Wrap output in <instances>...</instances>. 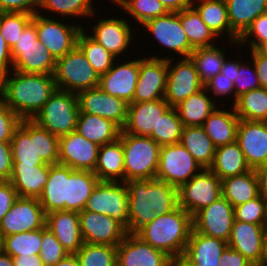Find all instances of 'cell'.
Wrapping results in <instances>:
<instances>
[{
    "label": "cell",
    "mask_w": 267,
    "mask_h": 266,
    "mask_svg": "<svg viewBox=\"0 0 267 266\" xmlns=\"http://www.w3.org/2000/svg\"><path fill=\"white\" fill-rule=\"evenodd\" d=\"M56 90L52 74L11 70L3 76L0 97L21 120H33Z\"/></svg>",
    "instance_id": "obj_1"
},
{
    "label": "cell",
    "mask_w": 267,
    "mask_h": 266,
    "mask_svg": "<svg viewBox=\"0 0 267 266\" xmlns=\"http://www.w3.org/2000/svg\"><path fill=\"white\" fill-rule=\"evenodd\" d=\"M129 199L128 233H136L156 216H162L179 206L178 188L159 179L125 182Z\"/></svg>",
    "instance_id": "obj_2"
},
{
    "label": "cell",
    "mask_w": 267,
    "mask_h": 266,
    "mask_svg": "<svg viewBox=\"0 0 267 266\" xmlns=\"http://www.w3.org/2000/svg\"><path fill=\"white\" fill-rule=\"evenodd\" d=\"M193 229L192 216L181 206L156 216L135 234L170 258L183 256Z\"/></svg>",
    "instance_id": "obj_3"
},
{
    "label": "cell",
    "mask_w": 267,
    "mask_h": 266,
    "mask_svg": "<svg viewBox=\"0 0 267 266\" xmlns=\"http://www.w3.org/2000/svg\"><path fill=\"white\" fill-rule=\"evenodd\" d=\"M124 153V182L155 179L160 146L149 136L120 132Z\"/></svg>",
    "instance_id": "obj_4"
},
{
    "label": "cell",
    "mask_w": 267,
    "mask_h": 266,
    "mask_svg": "<svg viewBox=\"0 0 267 266\" xmlns=\"http://www.w3.org/2000/svg\"><path fill=\"white\" fill-rule=\"evenodd\" d=\"M144 33L147 35L149 34L150 37H153L156 45L158 44L159 48L161 47L162 50L165 52L160 54V56L148 54L147 56L153 58H163V59H172L174 58L173 55L176 54L175 57L180 58H187L190 57L191 52L194 50L191 45L189 44L187 35L183 30V27L180 22L179 12H168L163 16H159L157 18L150 19L146 21L142 26ZM148 31V32H147ZM167 50V51H166ZM169 55V53H171ZM174 53V54H173ZM153 55V56H152ZM163 55V57H161ZM171 56V57H170Z\"/></svg>",
    "instance_id": "obj_5"
},
{
    "label": "cell",
    "mask_w": 267,
    "mask_h": 266,
    "mask_svg": "<svg viewBox=\"0 0 267 266\" xmlns=\"http://www.w3.org/2000/svg\"><path fill=\"white\" fill-rule=\"evenodd\" d=\"M78 115L76 93L57 89L33 120L51 134L62 137L76 131Z\"/></svg>",
    "instance_id": "obj_6"
},
{
    "label": "cell",
    "mask_w": 267,
    "mask_h": 266,
    "mask_svg": "<svg viewBox=\"0 0 267 266\" xmlns=\"http://www.w3.org/2000/svg\"><path fill=\"white\" fill-rule=\"evenodd\" d=\"M53 77L57 89L73 93L97 87L100 82V76L78 46L57 59Z\"/></svg>",
    "instance_id": "obj_7"
},
{
    "label": "cell",
    "mask_w": 267,
    "mask_h": 266,
    "mask_svg": "<svg viewBox=\"0 0 267 266\" xmlns=\"http://www.w3.org/2000/svg\"><path fill=\"white\" fill-rule=\"evenodd\" d=\"M54 18L35 13L32 22L36 26L39 42L44 44L57 60L77 46L78 35L86 24L83 25L81 19L77 20V23H73V20L64 23L65 20L61 17L60 20L59 17Z\"/></svg>",
    "instance_id": "obj_8"
},
{
    "label": "cell",
    "mask_w": 267,
    "mask_h": 266,
    "mask_svg": "<svg viewBox=\"0 0 267 266\" xmlns=\"http://www.w3.org/2000/svg\"><path fill=\"white\" fill-rule=\"evenodd\" d=\"M107 16H104L105 18L101 17L100 19L99 16L95 18L96 21L94 24L92 23L90 25L91 30H87L86 32L117 59H123L127 52V55L129 53L130 55L132 54L129 52V49L130 47L132 48L131 43L136 41L135 39H137L136 35H139V29H137L136 25L132 26L130 19L127 17L125 19L123 16L119 17L115 15L110 17L108 14Z\"/></svg>",
    "instance_id": "obj_9"
},
{
    "label": "cell",
    "mask_w": 267,
    "mask_h": 266,
    "mask_svg": "<svg viewBox=\"0 0 267 266\" xmlns=\"http://www.w3.org/2000/svg\"><path fill=\"white\" fill-rule=\"evenodd\" d=\"M83 211L112 217L128 233L129 199L125 182L99 181L87 199Z\"/></svg>",
    "instance_id": "obj_10"
},
{
    "label": "cell",
    "mask_w": 267,
    "mask_h": 266,
    "mask_svg": "<svg viewBox=\"0 0 267 266\" xmlns=\"http://www.w3.org/2000/svg\"><path fill=\"white\" fill-rule=\"evenodd\" d=\"M202 168L181 143L164 145L159 151L156 179L179 189Z\"/></svg>",
    "instance_id": "obj_11"
},
{
    "label": "cell",
    "mask_w": 267,
    "mask_h": 266,
    "mask_svg": "<svg viewBox=\"0 0 267 266\" xmlns=\"http://www.w3.org/2000/svg\"><path fill=\"white\" fill-rule=\"evenodd\" d=\"M221 193V180L209 168H202L178 189L179 206L191 216L211 205Z\"/></svg>",
    "instance_id": "obj_12"
},
{
    "label": "cell",
    "mask_w": 267,
    "mask_h": 266,
    "mask_svg": "<svg viewBox=\"0 0 267 266\" xmlns=\"http://www.w3.org/2000/svg\"><path fill=\"white\" fill-rule=\"evenodd\" d=\"M167 60L168 73L164 100L170 107H176L182 101L204 88L194 62L190 57Z\"/></svg>",
    "instance_id": "obj_13"
},
{
    "label": "cell",
    "mask_w": 267,
    "mask_h": 266,
    "mask_svg": "<svg viewBox=\"0 0 267 266\" xmlns=\"http://www.w3.org/2000/svg\"><path fill=\"white\" fill-rule=\"evenodd\" d=\"M139 56V76L131 103L164 99L167 84V59Z\"/></svg>",
    "instance_id": "obj_14"
},
{
    "label": "cell",
    "mask_w": 267,
    "mask_h": 266,
    "mask_svg": "<svg viewBox=\"0 0 267 266\" xmlns=\"http://www.w3.org/2000/svg\"><path fill=\"white\" fill-rule=\"evenodd\" d=\"M46 213L37 198L18 197L0 222V237L45 227Z\"/></svg>",
    "instance_id": "obj_15"
},
{
    "label": "cell",
    "mask_w": 267,
    "mask_h": 266,
    "mask_svg": "<svg viewBox=\"0 0 267 266\" xmlns=\"http://www.w3.org/2000/svg\"><path fill=\"white\" fill-rule=\"evenodd\" d=\"M234 207L223 196L192 216L193 230L206 236L229 241L234 221Z\"/></svg>",
    "instance_id": "obj_16"
},
{
    "label": "cell",
    "mask_w": 267,
    "mask_h": 266,
    "mask_svg": "<svg viewBox=\"0 0 267 266\" xmlns=\"http://www.w3.org/2000/svg\"><path fill=\"white\" fill-rule=\"evenodd\" d=\"M79 113L98 115L109 119L121 129L127 120L128 103L113 97L99 86L76 93Z\"/></svg>",
    "instance_id": "obj_17"
},
{
    "label": "cell",
    "mask_w": 267,
    "mask_h": 266,
    "mask_svg": "<svg viewBox=\"0 0 267 266\" xmlns=\"http://www.w3.org/2000/svg\"><path fill=\"white\" fill-rule=\"evenodd\" d=\"M133 57L132 60L130 57L129 59L125 57L123 60L116 59L111 69L100 76L99 82V87L104 92L121 98L128 104L133 101L139 76V55Z\"/></svg>",
    "instance_id": "obj_18"
},
{
    "label": "cell",
    "mask_w": 267,
    "mask_h": 266,
    "mask_svg": "<svg viewBox=\"0 0 267 266\" xmlns=\"http://www.w3.org/2000/svg\"><path fill=\"white\" fill-rule=\"evenodd\" d=\"M79 224L84 243L117 246L127 234L112 217L97 212H79Z\"/></svg>",
    "instance_id": "obj_19"
},
{
    "label": "cell",
    "mask_w": 267,
    "mask_h": 266,
    "mask_svg": "<svg viewBox=\"0 0 267 266\" xmlns=\"http://www.w3.org/2000/svg\"><path fill=\"white\" fill-rule=\"evenodd\" d=\"M99 147L76 131L70 132L59 137V164L73 170L94 172Z\"/></svg>",
    "instance_id": "obj_20"
},
{
    "label": "cell",
    "mask_w": 267,
    "mask_h": 266,
    "mask_svg": "<svg viewBox=\"0 0 267 266\" xmlns=\"http://www.w3.org/2000/svg\"><path fill=\"white\" fill-rule=\"evenodd\" d=\"M236 141L251 169L267 165V122L241 120Z\"/></svg>",
    "instance_id": "obj_21"
},
{
    "label": "cell",
    "mask_w": 267,
    "mask_h": 266,
    "mask_svg": "<svg viewBox=\"0 0 267 266\" xmlns=\"http://www.w3.org/2000/svg\"><path fill=\"white\" fill-rule=\"evenodd\" d=\"M119 266H168L170 257L144 242L135 233H127L116 246Z\"/></svg>",
    "instance_id": "obj_22"
},
{
    "label": "cell",
    "mask_w": 267,
    "mask_h": 266,
    "mask_svg": "<svg viewBox=\"0 0 267 266\" xmlns=\"http://www.w3.org/2000/svg\"><path fill=\"white\" fill-rule=\"evenodd\" d=\"M227 243L250 262L262 261L267 243V225H256L234 219Z\"/></svg>",
    "instance_id": "obj_23"
},
{
    "label": "cell",
    "mask_w": 267,
    "mask_h": 266,
    "mask_svg": "<svg viewBox=\"0 0 267 266\" xmlns=\"http://www.w3.org/2000/svg\"><path fill=\"white\" fill-rule=\"evenodd\" d=\"M169 107L164 99L129 103L127 120L121 131L139 136H149L156 142L158 120Z\"/></svg>",
    "instance_id": "obj_24"
},
{
    "label": "cell",
    "mask_w": 267,
    "mask_h": 266,
    "mask_svg": "<svg viewBox=\"0 0 267 266\" xmlns=\"http://www.w3.org/2000/svg\"><path fill=\"white\" fill-rule=\"evenodd\" d=\"M45 226L69 254H75L82 247L84 242L78 212L61 210L48 213Z\"/></svg>",
    "instance_id": "obj_25"
},
{
    "label": "cell",
    "mask_w": 267,
    "mask_h": 266,
    "mask_svg": "<svg viewBox=\"0 0 267 266\" xmlns=\"http://www.w3.org/2000/svg\"><path fill=\"white\" fill-rule=\"evenodd\" d=\"M193 7L200 14L202 21L214 32V34L223 39L227 48H238L239 36L231 29L227 6L225 0H208L195 3ZM227 38V39H226ZM229 42V43H227ZM229 45V47H228Z\"/></svg>",
    "instance_id": "obj_26"
},
{
    "label": "cell",
    "mask_w": 267,
    "mask_h": 266,
    "mask_svg": "<svg viewBox=\"0 0 267 266\" xmlns=\"http://www.w3.org/2000/svg\"><path fill=\"white\" fill-rule=\"evenodd\" d=\"M228 243L222 239L200 234L192 229L183 258L193 266H218Z\"/></svg>",
    "instance_id": "obj_27"
},
{
    "label": "cell",
    "mask_w": 267,
    "mask_h": 266,
    "mask_svg": "<svg viewBox=\"0 0 267 266\" xmlns=\"http://www.w3.org/2000/svg\"><path fill=\"white\" fill-rule=\"evenodd\" d=\"M49 174V165H21L13 163L9 182L19 197L39 198Z\"/></svg>",
    "instance_id": "obj_28"
},
{
    "label": "cell",
    "mask_w": 267,
    "mask_h": 266,
    "mask_svg": "<svg viewBox=\"0 0 267 266\" xmlns=\"http://www.w3.org/2000/svg\"><path fill=\"white\" fill-rule=\"evenodd\" d=\"M239 121L233 106L226 108L220 105L208 116L202 127L217 148L236 141Z\"/></svg>",
    "instance_id": "obj_29"
},
{
    "label": "cell",
    "mask_w": 267,
    "mask_h": 266,
    "mask_svg": "<svg viewBox=\"0 0 267 266\" xmlns=\"http://www.w3.org/2000/svg\"><path fill=\"white\" fill-rule=\"evenodd\" d=\"M38 200L46 214L65 210L67 166L62 164L49 165L48 179Z\"/></svg>",
    "instance_id": "obj_30"
},
{
    "label": "cell",
    "mask_w": 267,
    "mask_h": 266,
    "mask_svg": "<svg viewBox=\"0 0 267 266\" xmlns=\"http://www.w3.org/2000/svg\"><path fill=\"white\" fill-rule=\"evenodd\" d=\"M99 179L92 171L73 170L67 166L66 211H83L87 199L98 184Z\"/></svg>",
    "instance_id": "obj_31"
},
{
    "label": "cell",
    "mask_w": 267,
    "mask_h": 266,
    "mask_svg": "<svg viewBox=\"0 0 267 266\" xmlns=\"http://www.w3.org/2000/svg\"><path fill=\"white\" fill-rule=\"evenodd\" d=\"M93 173L99 181L124 182V153L119 138L99 147Z\"/></svg>",
    "instance_id": "obj_32"
},
{
    "label": "cell",
    "mask_w": 267,
    "mask_h": 266,
    "mask_svg": "<svg viewBox=\"0 0 267 266\" xmlns=\"http://www.w3.org/2000/svg\"><path fill=\"white\" fill-rule=\"evenodd\" d=\"M121 130L113 121L98 115H78L76 132L99 146L116 141Z\"/></svg>",
    "instance_id": "obj_33"
},
{
    "label": "cell",
    "mask_w": 267,
    "mask_h": 266,
    "mask_svg": "<svg viewBox=\"0 0 267 266\" xmlns=\"http://www.w3.org/2000/svg\"><path fill=\"white\" fill-rule=\"evenodd\" d=\"M13 163L49 165L43 162L35 148V121L21 120L11 139Z\"/></svg>",
    "instance_id": "obj_34"
},
{
    "label": "cell",
    "mask_w": 267,
    "mask_h": 266,
    "mask_svg": "<svg viewBox=\"0 0 267 266\" xmlns=\"http://www.w3.org/2000/svg\"><path fill=\"white\" fill-rule=\"evenodd\" d=\"M218 107V102L203 88L182 101L175 109L183 126H203L208 116Z\"/></svg>",
    "instance_id": "obj_35"
},
{
    "label": "cell",
    "mask_w": 267,
    "mask_h": 266,
    "mask_svg": "<svg viewBox=\"0 0 267 266\" xmlns=\"http://www.w3.org/2000/svg\"><path fill=\"white\" fill-rule=\"evenodd\" d=\"M222 196L233 207L260 196L259 183L254 169L221 180Z\"/></svg>",
    "instance_id": "obj_36"
},
{
    "label": "cell",
    "mask_w": 267,
    "mask_h": 266,
    "mask_svg": "<svg viewBox=\"0 0 267 266\" xmlns=\"http://www.w3.org/2000/svg\"><path fill=\"white\" fill-rule=\"evenodd\" d=\"M209 169L220 180L241 175L251 170L237 141L217 147L214 161Z\"/></svg>",
    "instance_id": "obj_37"
},
{
    "label": "cell",
    "mask_w": 267,
    "mask_h": 266,
    "mask_svg": "<svg viewBox=\"0 0 267 266\" xmlns=\"http://www.w3.org/2000/svg\"><path fill=\"white\" fill-rule=\"evenodd\" d=\"M97 1L96 0H40L39 9L37 13H40L44 16H46L47 14L48 17H52L54 15L55 18H57L58 16L60 18L61 16V18H66L68 20L70 18L72 19V17L73 19L76 17L74 20V22H76V19L79 18L90 19V17L91 18L93 17L95 18V16L97 17L96 10L98 8L97 7L95 8Z\"/></svg>",
    "instance_id": "obj_38"
},
{
    "label": "cell",
    "mask_w": 267,
    "mask_h": 266,
    "mask_svg": "<svg viewBox=\"0 0 267 266\" xmlns=\"http://www.w3.org/2000/svg\"><path fill=\"white\" fill-rule=\"evenodd\" d=\"M231 29L240 37L252 22L266 14L267 0H225Z\"/></svg>",
    "instance_id": "obj_39"
},
{
    "label": "cell",
    "mask_w": 267,
    "mask_h": 266,
    "mask_svg": "<svg viewBox=\"0 0 267 266\" xmlns=\"http://www.w3.org/2000/svg\"><path fill=\"white\" fill-rule=\"evenodd\" d=\"M180 143L203 168L212 165L216 147L202 126H184Z\"/></svg>",
    "instance_id": "obj_40"
},
{
    "label": "cell",
    "mask_w": 267,
    "mask_h": 266,
    "mask_svg": "<svg viewBox=\"0 0 267 266\" xmlns=\"http://www.w3.org/2000/svg\"><path fill=\"white\" fill-rule=\"evenodd\" d=\"M179 18L189 44L193 49L212 46L218 44V42L221 43L217 41L221 38H218L202 21L200 14L193 6L180 11Z\"/></svg>",
    "instance_id": "obj_41"
},
{
    "label": "cell",
    "mask_w": 267,
    "mask_h": 266,
    "mask_svg": "<svg viewBox=\"0 0 267 266\" xmlns=\"http://www.w3.org/2000/svg\"><path fill=\"white\" fill-rule=\"evenodd\" d=\"M217 45L218 44L208 47H200L194 49L190 54V58L194 62L203 84L221 72L225 59L231 53L229 51L226 53L227 50L224 49L226 47L223 43L220 44L222 49Z\"/></svg>",
    "instance_id": "obj_42"
},
{
    "label": "cell",
    "mask_w": 267,
    "mask_h": 266,
    "mask_svg": "<svg viewBox=\"0 0 267 266\" xmlns=\"http://www.w3.org/2000/svg\"><path fill=\"white\" fill-rule=\"evenodd\" d=\"M56 61L45 45L39 42V48L21 50V53L13 60L12 70L53 75Z\"/></svg>",
    "instance_id": "obj_43"
},
{
    "label": "cell",
    "mask_w": 267,
    "mask_h": 266,
    "mask_svg": "<svg viewBox=\"0 0 267 266\" xmlns=\"http://www.w3.org/2000/svg\"><path fill=\"white\" fill-rule=\"evenodd\" d=\"M233 107L241 120L267 122V89L259 87L242 94Z\"/></svg>",
    "instance_id": "obj_44"
},
{
    "label": "cell",
    "mask_w": 267,
    "mask_h": 266,
    "mask_svg": "<svg viewBox=\"0 0 267 266\" xmlns=\"http://www.w3.org/2000/svg\"><path fill=\"white\" fill-rule=\"evenodd\" d=\"M83 28L77 39V46L85 54L88 62L99 76L108 72L116 61V57L109 53L102 45L94 40Z\"/></svg>",
    "instance_id": "obj_45"
},
{
    "label": "cell",
    "mask_w": 267,
    "mask_h": 266,
    "mask_svg": "<svg viewBox=\"0 0 267 266\" xmlns=\"http://www.w3.org/2000/svg\"><path fill=\"white\" fill-rule=\"evenodd\" d=\"M111 3L116 4L115 8L119 6L118 8L123 11V14H127V17L129 16L134 20L132 25L136 21L137 29L146 21L168 13L159 0H113Z\"/></svg>",
    "instance_id": "obj_46"
},
{
    "label": "cell",
    "mask_w": 267,
    "mask_h": 266,
    "mask_svg": "<svg viewBox=\"0 0 267 266\" xmlns=\"http://www.w3.org/2000/svg\"><path fill=\"white\" fill-rule=\"evenodd\" d=\"M41 241L42 228L3 237L1 249L12 257L39 255Z\"/></svg>",
    "instance_id": "obj_47"
},
{
    "label": "cell",
    "mask_w": 267,
    "mask_h": 266,
    "mask_svg": "<svg viewBox=\"0 0 267 266\" xmlns=\"http://www.w3.org/2000/svg\"><path fill=\"white\" fill-rule=\"evenodd\" d=\"M80 266H115L117 264L116 246L83 243L75 253Z\"/></svg>",
    "instance_id": "obj_48"
},
{
    "label": "cell",
    "mask_w": 267,
    "mask_h": 266,
    "mask_svg": "<svg viewBox=\"0 0 267 266\" xmlns=\"http://www.w3.org/2000/svg\"><path fill=\"white\" fill-rule=\"evenodd\" d=\"M183 127L175 107H169L158 120L156 143L160 147L180 143Z\"/></svg>",
    "instance_id": "obj_49"
},
{
    "label": "cell",
    "mask_w": 267,
    "mask_h": 266,
    "mask_svg": "<svg viewBox=\"0 0 267 266\" xmlns=\"http://www.w3.org/2000/svg\"><path fill=\"white\" fill-rule=\"evenodd\" d=\"M33 14L24 12H0V33L12 48L25 27L32 21Z\"/></svg>",
    "instance_id": "obj_50"
},
{
    "label": "cell",
    "mask_w": 267,
    "mask_h": 266,
    "mask_svg": "<svg viewBox=\"0 0 267 266\" xmlns=\"http://www.w3.org/2000/svg\"><path fill=\"white\" fill-rule=\"evenodd\" d=\"M237 221L256 225H267V198L263 195L234 207Z\"/></svg>",
    "instance_id": "obj_51"
},
{
    "label": "cell",
    "mask_w": 267,
    "mask_h": 266,
    "mask_svg": "<svg viewBox=\"0 0 267 266\" xmlns=\"http://www.w3.org/2000/svg\"><path fill=\"white\" fill-rule=\"evenodd\" d=\"M59 137L51 134L35 122V148L44 163L59 164Z\"/></svg>",
    "instance_id": "obj_52"
},
{
    "label": "cell",
    "mask_w": 267,
    "mask_h": 266,
    "mask_svg": "<svg viewBox=\"0 0 267 266\" xmlns=\"http://www.w3.org/2000/svg\"><path fill=\"white\" fill-rule=\"evenodd\" d=\"M238 55H239V73H237L236 80L233 82L234 96L236 98L240 97L244 93H247L248 91L260 87L256 69L251 58L250 57L246 58L249 60L245 59L244 61V59L241 58L244 56L242 54Z\"/></svg>",
    "instance_id": "obj_53"
},
{
    "label": "cell",
    "mask_w": 267,
    "mask_h": 266,
    "mask_svg": "<svg viewBox=\"0 0 267 266\" xmlns=\"http://www.w3.org/2000/svg\"><path fill=\"white\" fill-rule=\"evenodd\" d=\"M267 40V14L258 16L246 31L239 37L238 50L247 47L255 50L262 42Z\"/></svg>",
    "instance_id": "obj_54"
},
{
    "label": "cell",
    "mask_w": 267,
    "mask_h": 266,
    "mask_svg": "<svg viewBox=\"0 0 267 266\" xmlns=\"http://www.w3.org/2000/svg\"><path fill=\"white\" fill-rule=\"evenodd\" d=\"M67 254L69 253L63 248L55 235L50 232L46 226L42 228V241L39 256L44 266H53Z\"/></svg>",
    "instance_id": "obj_55"
},
{
    "label": "cell",
    "mask_w": 267,
    "mask_h": 266,
    "mask_svg": "<svg viewBox=\"0 0 267 266\" xmlns=\"http://www.w3.org/2000/svg\"><path fill=\"white\" fill-rule=\"evenodd\" d=\"M204 88L216 102H219V106H226V104H224L226 102H222L224 100L229 101L230 106H233L237 101V98L234 96V83L230 81L226 76H224L221 72L218 73L215 77L211 78L208 82H206L204 84ZM220 98H223L224 100H220Z\"/></svg>",
    "instance_id": "obj_56"
},
{
    "label": "cell",
    "mask_w": 267,
    "mask_h": 266,
    "mask_svg": "<svg viewBox=\"0 0 267 266\" xmlns=\"http://www.w3.org/2000/svg\"><path fill=\"white\" fill-rule=\"evenodd\" d=\"M21 119L0 99V142L10 143Z\"/></svg>",
    "instance_id": "obj_57"
},
{
    "label": "cell",
    "mask_w": 267,
    "mask_h": 266,
    "mask_svg": "<svg viewBox=\"0 0 267 266\" xmlns=\"http://www.w3.org/2000/svg\"><path fill=\"white\" fill-rule=\"evenodd\" d=\"M39 48L36 26L31 21L24 29L16 44L11 48V58L14 60L21 50H30Z\"/></svg>",
    "instance_id": "obj_58"
},
{
    "label": "cell",
    "mask_w": 267,
    "mask_h": 266,
    "mask_svg": "<svg viewBox=\"0 0 267 266\" xmlns=\"http://www.w3.org/2000/svg\"><path fill=\"white\" fill-rule=\"evenodd\" d=\"M40 0H0V12H38Z\"/></svg>",
    "instance_id": "obj_59"
},
{
    "label": "cell",
    "mask_w": 267,
    "mask_h": 266,
    "mask_svg": "<svg viewBox=\"0 0 267 266\" xmlns=\"http://www.w3.org/2000/svg\"><path fill=\"white\" fill-rule=\"evenodd\" d=\"M18 197L16 190L9 181H0V222Z\"/></svg>",
    "instance_id": "obj_60"
},
{
    "label": "cell",
    "mask_w": 267,
    "mask_h": 266,
    "mask_svg": "<svg viewBox=\"0 0 267 266\" xmlns=\"http://www.w3.org/2000/svg\"><path fill=\"white\" fill-rule=\"evenodd\" d=\"M12 169L13 157L11 144L0 142V181H9Z\"/></svg>",
    "instance_id": "obj_61"
},
{
    "label": "cell",
    "mask_w": 267,
    "mask_h": 266,
    "mask_svg": "<svg viewBox=\"0 0 267 266\" xmlns=\"http://www.w3.org/2000/svg\"><path fill=\"white\" fill-rule=\"evenodd\" d=\"M248 50L246 51V56L248 53L253 61L260 87L267 89V57L260 55L256 50H249V52Z\"/></svg>",
    "instance_id": "obj_62"
},
{
    "label": "cell",
    "mask_w": 267,
    "mask_h": 266,
    "mask_svg": "<svg viewBox=\"0 0 267 266\" xmlns=\"http://www.w3.org/2000/svg\"><path fill=\"white\" fill-rule=\"evenodd\" d=\"M250 263L251 262L238 251L228 246L222 253L218 266H249Z\"/></svg>",
    "instance_id": "obj_63"
},
{
    "label": "cell",
    "mask_w": 267,
    "mask_h": 266,
    "mask_svg": "<svg viewBox=\"0 0 267 266\" xmlns=\"http://www.w3.org/2000/svg\"><path fill=\"white\" fill-rule=\"evenodd\" d=\"M11 48L0 33V70L5 74L12 70Z\"/></svg>",
    "instance_id": "obj_64"
},
{
    "label": "cell",
    "mask_w": 267,
    "mask_h": 266,
    "mask_svg": "<svg viewBox=\"0 0 267 266\" xmlns=\"http://www.w3.org/2000/svg\"><path fill=\"white\" fill-rule=\"evenodd\" d=\"M237 56L234 59L233 57L230 59V56L226 58L221 70V73L232 82L236 80V75L239 73V56Z\"/></svg>",
    "instance_id": "obj_65"
},
{
    "label": "cell",
    "mask_w": 267,
    "mask_h": 266,
    "mask_svg": "<svg viewBox=\"0 0 267 266\" xmlns=\"http://www.w3.org/2000/svg\"><path fill=\"white\" fill-rule=\"evenodd\" d=\"M14 266H44L39 255L12 257Z\"/></svg>",
    "instance_id": "obj_66"
},
{
    "label": "cell",
    "mask_w": 267,
    "mask_h": 266,
    "mask_svg": "<svg viewBox=\"0 0 267 266\" xmlns=\"http://www.w3.org/2000/svg\"><path fill=\"white\" fill-rule=\"evenodd\" d=\"M168 12H180L192 6L191 0H159Z\"/></svg>",
    "instance_id": "obj_67"
},
{
    "label": "cell",
    "mask_w": 267,
    "mask_h": 266,
    "mask_svg": "<svg viewBox=\"0 0 267 266\" xmlns=\"http://www.w3.org/2000/svg\"><path fill=\"white\" fill-rule=\"evenodd\" d=\"M255 172L258 178L260 195L267 198V165L256 168Z\"/></svg>",
    "instance_id": "obj_68"
},
{
    "label": "cell",
    "mask_w": 267,
    "mask_h": 266,
    "mask_svg": "<svg viewBox=\"0 0 267 266\" xmlns=\"http://www.w3.org/2000/svg\"><path fill=\"white\" fill-rule=\"evenodd\" d=\"M53 266H80V263L75 254H67L63 259Z\"/></svg>",
    "instance_id": "obj_69"
},
{
    "label": "cell",
    "mask_w": 267,
    "mask_h": 266,
    "mask_svg": "<svg viewBox=\"0 0 267 266\" xmlns=\"http://www.w3.org/2000/svg\"><path fill=\"white\" fill-rule=\"evenodd\" d=\"M0 266H14L12 256L0 250Z\"/></svg>",
    "instance_id": "obj_70"
},
{
    "label": "cell",
    "mask_w": 267,
    "mask_h": 266,
    "mask_svg": "<svg viewBox=\"0 0 267 266\" xmlns=\"http://www.w3.org/2000/svg\"><path fill=\"white\" fill-rule=\"evenodd\" d=\"M168 266H193L182 256L170 258Z\"/></svg>",
    "instance_id": "obj_71"
},
{
    "label": "cell",
    "mask_w": 267,
    "mask_h": 266,
    "mask_svg": "<svg viewBox=\"0 0 267 266\" xmlns=\"http://www.w3.org/2000/svg\"><path fill=\"white\" fill-rule=\"evenodd\" d=\"M260 55L267 57V40L262 42L256 49Z\"/></svg>",
    "instance_id": "obj_72"
},
{
    "label": "cell",
    "mask_w": 267,
    "mask_h": 266,
    "mask_svg": "<svg viewBox=\"0 0 267 266\" xmlns=\"http://www.w3.org/2000/svg\"><path fill=\"white\" fill-rule=\"evenodd\" d=\"M262 262L267 266V243L265 246V251H264Z\"/></svg>",
    "instance_id": "obj_73"
},
{
    "label": "cell",
    "mask_w": 267,
    "mask_h": 266,
    "mask_svg": "<svg viewBox=\"0 0 267 266\" xmlns=\"http://www.w3.org/2000/svg\"><path fill=\"white\" fill-rule=\"evenodd\" d=\"M249 266H266L262 261L251 262Z\"/></svg>",
    "instance_id": "obj_74"
},
{
    "label": "cell",
    "mask_w": 267,
    "mask_h": 266,
    "mask_svg": "<svg viewBox=\"0 0 267 266\" xmlns=\"http://www.w3.org/2000/svg\"><path fill=\"white\" fill-rule=\"evenodd\" d=\"M4 73L0 70V87H2Z\"/></svg>",
    "instance_id": "obj_75"
},
{
    "label": "cell",
    "mask_w": 267,
    "mask_h": 266,
    "mask_svg": "<svg viewBox=\"0 0 267 266\" xmlns=\"http://www.w3.org/2000/svg\"><path fill=\"white\" fill-rule=\"evenodd\" d=\"M202 1H208V0H191V3H192V6H193L195 3H199V2H202Z\"/></svg>",
    "instance_id": "obj_76"
},
{
    "label": "cell",
    "mask_w": 267,
    "mask_h": 266,
    "mask_svg": "<svg viewBox=\"0 0 267 266\" xmlns=\"http://www.w3.org/2000/svg\"><path fill=\"white\" fill-rule=\"evenodd\" d=\"M1 243H2V239H1V237H0V250H1Z\"/></svg>",
    "instance_id": "obj_77"
}]
</instances>
